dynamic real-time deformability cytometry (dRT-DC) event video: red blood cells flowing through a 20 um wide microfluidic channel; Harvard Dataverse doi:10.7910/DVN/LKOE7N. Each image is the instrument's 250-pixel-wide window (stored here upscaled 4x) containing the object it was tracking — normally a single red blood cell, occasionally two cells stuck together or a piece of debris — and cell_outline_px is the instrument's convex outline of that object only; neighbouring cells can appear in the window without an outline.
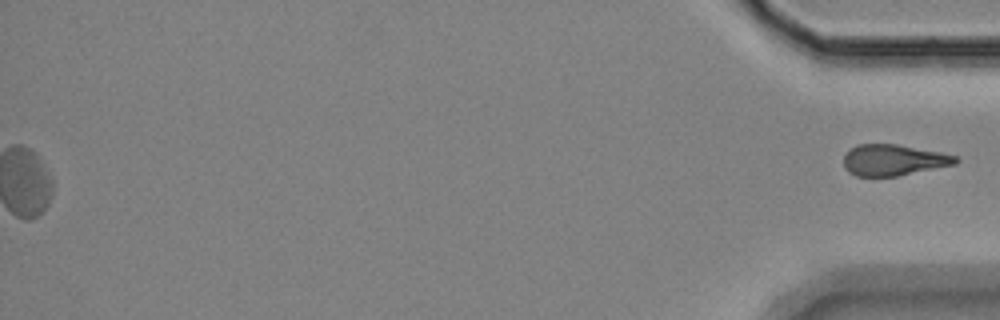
{"species": "Egyptian fruit bat (a non-hibernating species)", "species_latin": "Rousettus aegyptiacus", "temperature_condition": "room temperature", "stored_images_in_passage": 45, "segment_of_instrument_passage": [2, 2], "camera_frame_rate_fps": 3000, "um_per_image_px": 0.085, "animal": {"sex": "female"}, "frame": {"image": 1, "passage_image": 45, "time_ms": 14.667, "image_size_px": [1000, 320], "cell_outline_px": [[960, 160], [956, 164], [896, 176], [856, 176], [848, 172], [844, 168], [844, 152], [848, 148], [856, 144], [896, 144], [940, 152], [956, 156]], "centroid_in_image_um": [75.9, 13.59], "position_along_channel_um": 359.3, "area_um2": 20.4}}